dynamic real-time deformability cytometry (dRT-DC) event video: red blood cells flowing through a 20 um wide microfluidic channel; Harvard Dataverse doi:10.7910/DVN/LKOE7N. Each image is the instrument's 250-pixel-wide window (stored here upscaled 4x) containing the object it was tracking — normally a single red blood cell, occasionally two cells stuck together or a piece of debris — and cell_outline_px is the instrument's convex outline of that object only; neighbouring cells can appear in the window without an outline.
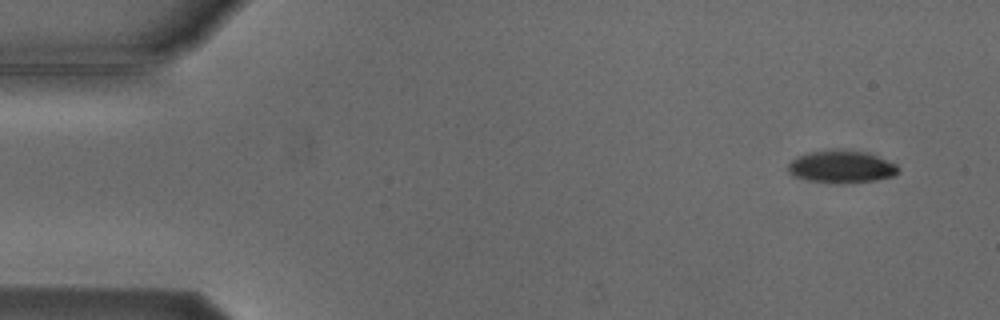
{"species": "Egyptian fruit bat (a non-hibernating species)", "species_latin": "Rousettus aegyptiacus", "temperature_condition": "cold", "stored_images_in_passage": 8, "camera_frame_rate_fps": 3000, "um_per_image_px": 0.085, "animal": {"sex": "male"}, "frame": {"image": 1, "passage_image": 1, "time_ms": 0.0, "image_size_px": [1000, 320], "cell_outline_px": [[900, 168], [892, 176], [876, 180], [840, 184], [836, 184], [808, 180], [796, 176], [788, 172], [788, 164], [796, 156], [808, 152], [836, 148], [840, 148], [868, 152], [896, 164]], "centroid_in_image_um": [71.5, 14.15], "position_along_channel_um": 13.5, "area_um2": 21.15}}
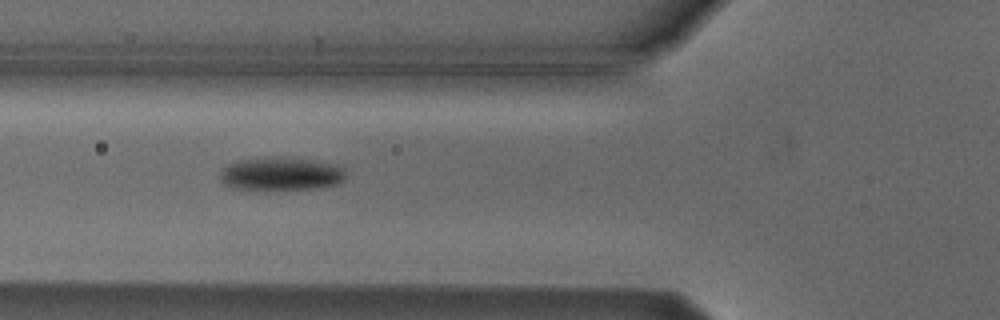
{"frame": {"image": 2, "passage_image": 5, "time_ms": 5.333, "image_size_px": [1000, 320], "cell_outline_px": [[344, 180], [340, 184], [316, 188], [232, 188], [224, 184], [220, 180], [220, 172], [228, 164], [240, 160], [260, 156], [288, 156], [316, 160], [340, 164], [344, 168]], "centroid_in_image_um": [23.93, 14.72], "position_along_channel_um": 101.9, "area_um2": 24.62}}
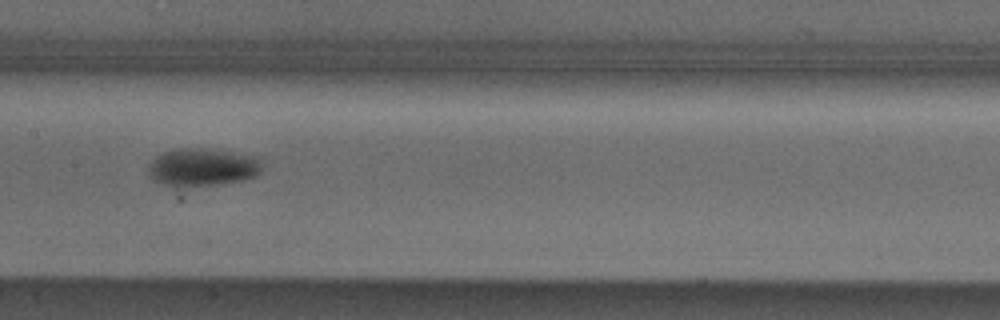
{"frame": {"image": 3, "passage_image": 7, "time_ms": 7.667, "image_size_px": [1000, 320], "cell_outline_px": [[264, 164], [260, 172], [256, 176], [244, 180], [220, 184], [184, 188], [172, 188], [160, 184], [152, 180], [148, 176], [148, 164], [156, 156], [164, 152], [180, 148], [200, 148], [264, 156]], "centroid_in_image_um": [17.23, 14.24], "position_along_channel_um": 190.2, "area_um2": 26.18}}